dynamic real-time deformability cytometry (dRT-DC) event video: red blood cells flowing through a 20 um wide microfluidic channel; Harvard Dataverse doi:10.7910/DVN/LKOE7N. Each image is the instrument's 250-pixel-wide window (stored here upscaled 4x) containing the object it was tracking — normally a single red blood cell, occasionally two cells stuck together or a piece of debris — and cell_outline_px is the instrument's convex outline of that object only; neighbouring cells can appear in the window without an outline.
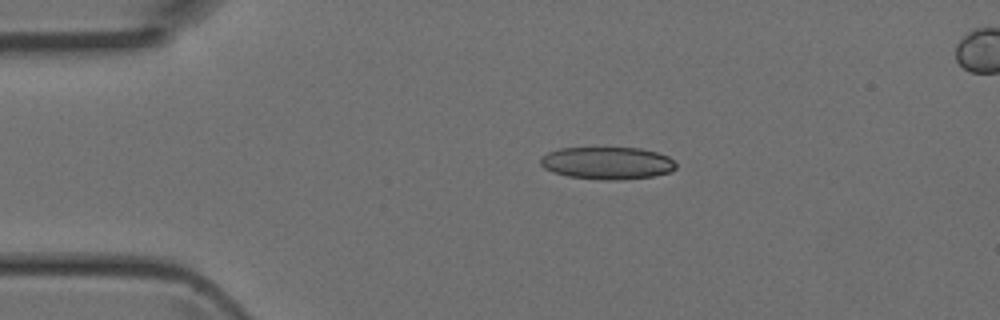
{"species": "Egyptian fruit bat (a non-hibernating species)", "species_latin": "Rousettus aegyptiacus", "temperature_condition": "room temperature", "stored_images_in_passage": 3, "camera_frame_rate_fps": 3000, "um_per_image_px": 0.085, "animal": {"sex": "female"}, "frame": {"image": 1, "passage_image": 2, "time_ms": 0.333, "image_size_px": [1000, 320], "cell_outline_px": [[676, 168], [668, 172], [652, 176], [616, 180], [600, 180], [568, 176], [552, 172], [544, 168], [540, 164], [540, 156], [548, 152], [560, 148], [640, 148], [656, 152], [668, 156], [676, 164]], "centroid_in_image_um": [51.57, 13.86], "position_along_channel_um": 33.4, "area_um2": 25.55}}